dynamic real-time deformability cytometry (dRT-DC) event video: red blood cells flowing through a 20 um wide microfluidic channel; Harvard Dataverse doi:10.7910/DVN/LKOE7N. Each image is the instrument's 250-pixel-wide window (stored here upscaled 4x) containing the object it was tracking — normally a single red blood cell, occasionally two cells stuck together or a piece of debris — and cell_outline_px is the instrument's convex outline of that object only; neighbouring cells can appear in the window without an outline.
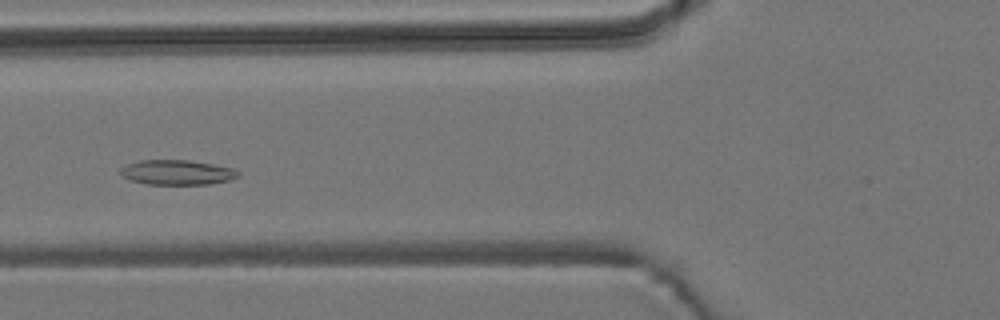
{"species": "common noctule bat (a hibernating species)", "species_latin": "Nyctalus noctula", "temperature_condition": "room temperature", "stored_images_in_passage": 51, "camera_frame_rate_fps": 3000, "um_per_image_px": 0.085, "animal": {"sex": "male", "body_mass_g": 19.2, "forearm_length_mm": 51.8}, "frame": {"image": 1, "passage_image": 17, "time_ms": 5.333, "image_size_px": [1000, 320], "cell_outline_px": [[240, 176], [228, 180], [212, 184], [148, 184], [128, 180], [120, 176], [120, 168], [128, 164], [140, 160], [188, 160], [212, 164], [232, 168], [240, 172]], "centroid_in_image_um": [15.02, 14.66], "position_along_channel_um": 110.8, "area_um2": 17.11}}
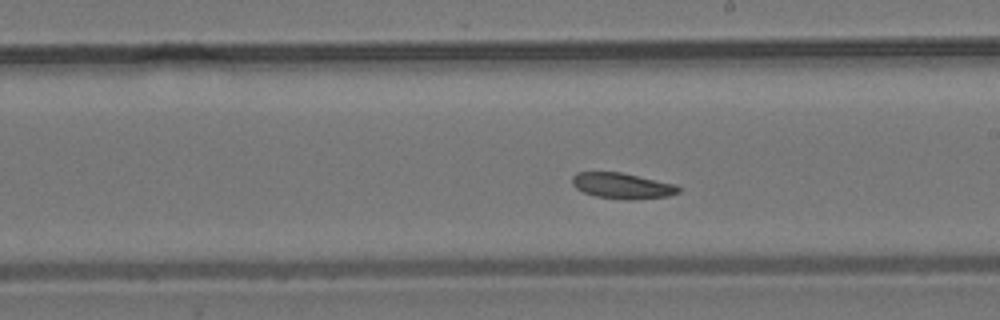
{"frame": {"image": 2, "passage_image": 27, "time_ms": 8.667, "image_size_px": [1000, 320], "cell_outline_px": [[680, 192], [668, 196], [632, 200], [628, 200], [596, 196], [584, 192], [576, 188], [572, 184], [572, 176], [576, 172], [620, 172], [676, 184], [680, 188]], "centroid_in_image_um": [52.89, 15.79], "position_along_channel_um": 236.1, "area_um2": 15.95}}
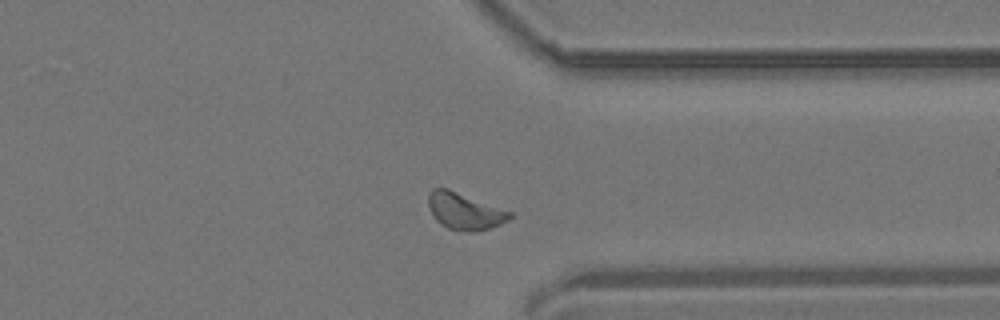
{"frame": {"image": 3, "passage_image": 38, "time_ms": 12.333, "image_size_px": [1000, 320], "cell_outline_px": [[512, 216], [508, 220], [500, 224], [488, 228], [472, 232], [468, 232], [448, 228], [440, 224], [432, 216], [428, 204], [428, 196], [432, 188], [448, 188], [512, 212]], "centroid_in_image_um": [39.47, 17.94], "position_along_channel_um": 371.9, "area_um2": 17.34}, "authors_computed_cell_mechanics": {"area_um2": 16.8776, "velocity_mm_per_s": 3.7674, "shape_relaxation_time_tau1_ms": null, "shape_relaxation_time_tau2_ms": 10.7744, "deformation_change_tau1": null, "deformation_change_tau2": 0.1766}}